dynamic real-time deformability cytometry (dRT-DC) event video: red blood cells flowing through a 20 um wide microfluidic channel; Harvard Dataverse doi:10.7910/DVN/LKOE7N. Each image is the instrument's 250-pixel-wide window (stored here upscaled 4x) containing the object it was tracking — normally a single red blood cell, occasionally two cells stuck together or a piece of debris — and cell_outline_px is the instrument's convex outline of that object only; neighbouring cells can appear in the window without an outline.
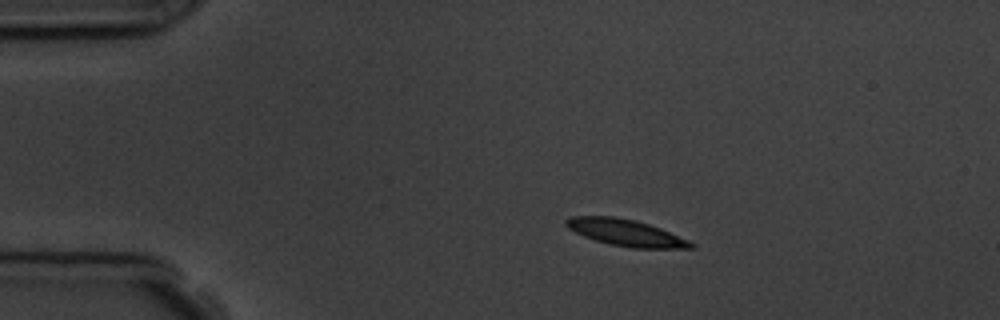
{"species": "common noctule bat (a hibernating species)", "species_latin": "Nyctalus noctula", "temperature_condition": "room temperature", "stored_images_in_passage": 4, "camera_frame_rate_fps": 3000, "um_per_image_px": 0.085, "animal": {"sex": "male", "body_mass_g": 19.5, "forearm_length_mm": 54.6}, "frame": {"image": 1, "passage_image": 2, "time_ms": 2.0, "image_size_px": [1000, 320], "cell_outline_px": [[696, 248], [632, 248], [608, 244], [584, 236], [568, 228], [564, 224], [564, 220], [572, 216], [616, 216], [636, 220], [660, 228], [688, 240], [696, 244]], "centroid_in_image_um": [53.19, 19.77], "position_along_channel_um": 31.8, "area_um2": 19.36}}
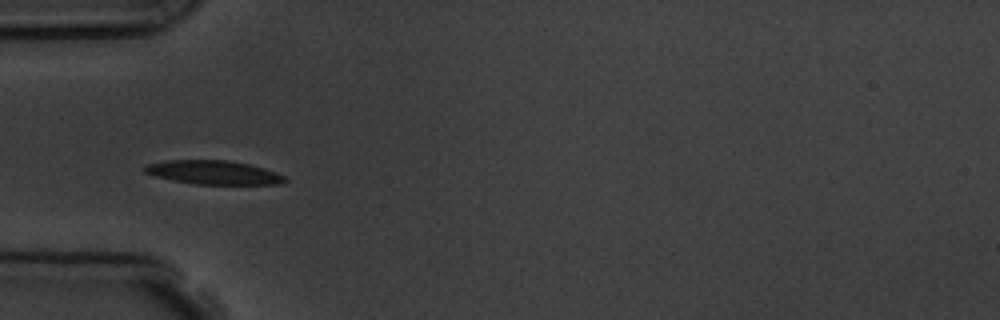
{"frame": {"image": 2, "passage_image": 4, "time_ms": 4.333, "image_size_px": [1000, 320], "cell_outline_px": [[288, 180], [284, 184], [192, 184], [172, 180], [156, 176], [144, 172], [144, 164], [164, 160], [228, 160], [248, 164], [264, 168], [276, 172], [284, 176]], "centroid_in_image_um": [18.14, 14.65], "position_along_channel_um": 66.9, "area_um2": 19.59}}